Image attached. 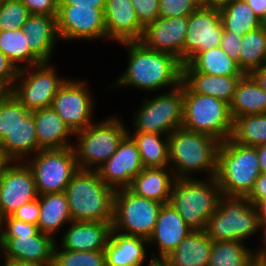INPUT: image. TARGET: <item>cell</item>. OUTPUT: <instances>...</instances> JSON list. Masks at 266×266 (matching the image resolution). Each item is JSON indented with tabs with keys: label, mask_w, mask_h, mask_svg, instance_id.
<instances>
[{
	"label": "cell",
	"mask_w": 266,
	"mask_h": 266,
	"mask_svg": "<svg viewBox=\"0 0 266 266\" xmlns=\"http://www.w3.org/2000/svg\"><path fill=\"white\" fill-rule=\"evenodd\" d=\"M177 178L169 167L144 168L128 187L134 194L167 204Z\"/></svg>",
	"instance_id": "4316f807"
},
{
	"label": "cell",
	"mask_w": 266,
	"mask_h": 266,
	"mask_svg": "<svg viewBox=\"0 0 266 266\" xmlns=\"http://www.w3.org/2000/svg\"><path fill=\"white\" fill-rule=\"evenodd\" d=\"M221 196V189L215 177L177 178L172 187L169 204L192 230H205Z\"/></svg>",
	"instance_id": "8992f818"
},
{
	"label": "cell",
	"mask_w": 266,
	"mask_h": 266,
	"mask_svg": "<svg viewBox=\"0 0 266 266\" xmlns=\"http://www.w3.org/2000/svg\"><path fill=\"white\" fill-rule=\"evenodd\" d=\"M182 128L204 133L221 142L231 138L233 118L230 106L223 100L192 92L183 83Z\"/></svg>",
	"instance_id": "9c48e42d"
},
{
	"label": "cell",
	"mask_w": 266,
	"mask_h": 266,
	"mask_svg": "<svg viewBox=\"0 0 266 266\" xmlns=\"http://www.w3.org/2000/svg\"><path fill=\"white\" fill-rule=\"evenodd\" d=\"M57 72L52 62L19 69L10 92L30 112L51 107L57 91L69 78Z\"/></svg>",
	"instance_id": "8fae6325"
},
{
	"label": "cell",
	"mask_w": 266,
	"mask_h": 266,
	"mask_svg": "<svg viewBox=\"0 0 266 266\" xmlns=\"http://www.w3.org/2000/svg\"><path fill=\"white\" fill-rule=\"evenodd\" d=\"M244 75L215 76L195 71L188 63L182 67V82L194 93L209 95L230 104Z\"/></svg>",
	"instance_id": "d4e9b609"
},
{
	"label": "cell",
	"mask_w": 266,
	"mask_h": 266,
	"mask_svg": "<svg viewBox=\"0 0 266 266\" xmlns=\"http://www.w3.org/2000/svg\"><path fill=\"white\" fill-rule=\"evenodd\" d=\"M53 266H106L105 252L64 250L56 243Z\"/></svg>",
	"instance_id": "ab89813d"
},
{
	"label": "cell",
	"mask_w": 266,
	"mask_h": 266,
	"mask_svg": "<svg viewBox=\"0 0 266 266\" xmlns=\"http://www.w3.org/2000/svg\"><path fill=\"white\" fill-rule=\"evenodd\" d=\"M39 212H40V202L38 195L37 199L27 204H24L19 209H17L11 216L18 220H22L27 223L37 225L39 220Z\"/></svg>",
	"instance_id": "7dc6e473"
},
{
	"label": "cell",
	"mask_w": 266,
	"mask_h": 266,
	"mask_svg": "<svg viewBox=\"0 0 266 266\" xmlns=\"http://www.w3.org/2000/svg\"><path fill=\"white\" fill-rule=\"evenodd\" d=\"M115 192L96 170L79 169L64 191L72 220L112 223Z\"/></svg>",
	"instance_id": "3957f363"
},
{
	"label": "cell",
	"mask_w": 266,
	"mask_h": 266,
	"mask_svg": "<svg viewBox=\"0 0 266 266\" xmlns=\"http://www.w3.org/2000/svg\"><path fill=\"white\" fill-rule=\"evenodd\" d=\"M162 203L140 197L128 188L116 190L112 229L148 239L155 228Z\"/></svg>",
	"instance_id": "7c38bea8"
},
{
	"label": "cell",
	"mask_w": 266,
	"mask_h": 266,
	"mask_svg": "<svg viewBox=\"0 0 266 266\" xmlns=\"http://www.w3.org/2000/svg\"><path fill=\"white\" fill-rule=\"evenodd\" d=\"M250 75L266 91V63L254 69Z\"/></svg>",
	"instance_id": "f5cc1de1"
},
{
	"label": "cell",
	"mask_w": 266,
	"mask_h": 266,
	"mask_svg": "<svg viewBox=\"0 0 266 266\" xmlns=\"http://www.w3.org/2000/svg\"><path fill=\"white\" fill-rule=\"evenodd\" d=\"M131 3L143 26L159 18V0H131Z\"/></svg>",
	"instance_id": "7bdbcfd3"
},
{
	"label": "cell",
	"mask_w": 266,
	"mask_h": 266,
	"mask_svg": "<svg viewBox=\"0 0 266 266\" xmlns=\"http://www.w3.org/2000/svg\"><path fill=\"white\" fill-rule=\"evenodd\" d=\"M256 208L260 227H266V201L259 203Z\"/></svg>",
	"instance_id": "6f0895ef"
},
{
	"label": "cell",
	"mask_w": 266,
	"mask_h": 266,
	"mask_svg": "<svg viewBox=\"0 0 266 266\" xmlns=\"http://www.w3.org/2000/svg\"><path fill=\"white\" fill-rule=\"evenodd\" d=\"M188 17L158 18L143 27L139 42L148 49L174 55L184 64Z\"/></svg>",
	"instance_id": "d6986e66"
},
{
	"label": "cell",
	"mask_w": 266,
	"mask_h": 266,
	"mask_svg": "<svg viewBox=\"0 0 266 266\" xmlns=\"http://www.w3.org/2000/svg\"><path fill=\"white\" fill-rule=\"evenodd\" d=\"M38 146L41 149L72 147L74 133L52 107L33 111Z\"/></svg>",
	"instance_id": "484cf974"
},
{
	"label": "cell",
	"mask_w": 266,
	"mask_h": 266,
	"mask_svg": "<svg viewBox=\"0 0 266 266\" xmlns=\"http://www.w3.org/2000/svg\"><path fill=\"white\" fill-rule=\"evenodd\" d=\"M2 253V246H1V244H0V254Z\"/></svg>",
	"instance_id": "03108f58"
},
{
	"label": "cell",
	"mask_w": 266,
	"mask_h": 266,
	"mask_svg": "<svg viewBox=\"0 0 266 266\" xmlns=\"http://www.w3.org/2000/svg\"><path fill=\"white\" fill-rule=\"evenodd\" d=\"M251 204L257 206L266 201V174H262L256 179L252 191L247 196Z\"/></svg>",
	"instance_id": "c3c4849f"
},
{
	"label": "cell",
	"mask_w": 266,
	"mask_h": 266,
	"mask_svg": "<svg viewBox=\"0 0 266 266\" xmlns=\"http://www.w3.org/2000/svg\"><path fill=\"white\" fill-rule=\"evenodd\" d=\"M254 14L262 19L266 12V0H245Z\"/></svg>",
	"instance_id": "816d5d0a"
},
{
	"label": "cell",
	"mask_w": 266,
	"mask_h": 266,
	"mask_svg": "<svg viewBox=\"0 0 266 266\" xmlns=\"http://www.w3.org/2000/svg\"><path fill=\"white\" fill-rule=\"evenodd\" d=\"M260 175L256 147L241 145L231 138L221 142L215 178L222 195L247 197Z\"/></svg>",
	"instance_id": "5b68a950"
},
{
	"label": "cell",
	"mask_w": 266,
	"mask_h": 266,
	"mask_svg": "<svg viewBox=\"0 0 266 266\" xmlns=\"http://www.w3.org/2000/svg\"><path fill=\"white\" fill-rule=\"evenodd\" d=\"M8 155L17 162H24L41 150L38 146L33 112L0 143Z\"/></svg>",
	"instance_id": "4dcf8cb0"
},
{
	"label": "cell",
	"mask_w": 266,
	"mask_h": 266,
	"mask_svg": "<svg viewBox=\"0 0 266 266\" xmlns=\"http://www.w3.org/2000/svg\"><path fill=\"white\" fill-rule=\"evenodd\" d=\"M136 142L144 168L169 167L168 135L128 132Z\"/></svg>",
	"instance_id": "d6a6232c"
},
{
	"label": "cell",
	"mask_w": 266,
	"mask_h": 266,
	"mask_svg": "<svg viewBox=\"0 0 266 266\" xmlns=\"http://www.w3.org/2000/svg\"><path fill=\"white\" fill-rule=\"evenodd\" d=\"M39 202L38 230L55 238L56 233L73 221L68 199L64 192H55L40 195Z\"/></svg>",
	"instance_id": "83f0119b"
},
{
	"label": "cell",
	"mask_w": 266,
	"mask_h": 266,
	"mask_svg": "<svg viewBox=\"0 0 266 266\" xmlns=\"http://www.w3.org/2000/svg\"><path fill=\"white\" fill-rule=\"evenodd\" d=\"M144 166L138 147L133 138L127 134L121 141L116 152L96 171L102 181L114 188H128Z\"/></svg>",
	"instance_id": "ac0fdd59"
},
{
	"label": "cell",
	"mask_w": 266,
	"mask_h": 266,
	"mask_svg": "<svg viewBox=\"0 0 266 266\" xmlns=\"http://www.w3.org/2000/svg\"><path fill=\"white\" fill-rule=\"evenodd\" d=\"M148 239L111 230L105 252L106 266H139L148 257Z\"/></svg>",
	"instance_id": "cb8c5ba5"
},
{
	"label": "cell",
	"mask_w": 266,
	"mask_h": 266,
	"mask_svg": "<svg viewBox=\"0 0 266 266\" xmlns=\"http://www.w3.org/2000/svg\"><path fill=\"white\" fill-rule=\"evenodd\" d=\"M30 14L57 16L58 0H20Z\"/></svg>",
	"instance_id": "bcb514c9"
},
{
	"label": "cell",
	"mask_w": 266,
	"mask_h": 266,
	"mask_svg": "<svg viewBox=\"0 0 266 266\" xmlns=\"http://www.w3.org/2000/svg\"><path fill=\"white\" fill-rule=\"evenodd\" d=\"M191 231L172 205L163 204L154 231L148 238L149 248L155 247L157 251H151L150 255L167 257Z\"/></svg>",
	"instance_id": "ffe728a7"
},
{
	"label": "cell",
	"mask_w": 266,
	"mask_h": 266,
	"mask_svg": "<svg viewBox=\"0 0 266 266\" xmlns=\"http://www.w3.org/2000/svg\"><path fill=\"white\" fill-rule=\"evenodd\" d=\"M261 24H262L263 27L266 28V12H265L264 17L261 19Z\"/></svg>",
	"instance_id": "be15d7a7"
},
{
	"label": "cell",
	"mask_w": 266,
	"mask_h": 266,
	"mask_svg": "<svg viewBox=\"0 0 266 266\" xmlns=\"http://www.w3.org/2000/svg\"><path fill=\"white\" fill-rule=\"evenodd\" d=\"M58 5H77L99 9L104 13L106 0H58Z\"/></svg>",
	"instance_id": "681fc988"
},
{
	"label": "cell",
	"mask_w": 266,
	"mask_h": 266,
	"mask_svg": "<svg viewBox=\"0 0 266 266\" xmlns=\"http://www.w3.org/2000/svg\"><path fill=\"white\" fill-rule=\"evenodd\" d=\"M86 79L68 78L54 96L51 107L73 133L94 122L95 97Z\"/></svg>",
	"instance_id": "5bb4252c"
},
{
	"label": "cell",
	"mask_w": 266,
	"mask_h": 266,
	"mask_svg": "<svg viewBox=\"0 0 266 266\" xmlns=\"http://www.w3.org/2000/svg\"><path fill=\"white\" fill-rule=\"evenodd\" d=\"M0 51L16 66L22 69L41 62L31 53L27 33L21 28L0 31Z\"/></svg>",
	"instance_id": "d590c367"
},
{
	"label": "cell",
	"mask_w": 266,
	"mask_h": 266,
	"mask_svg": "<svg viewBox=\"0 0 266 266\" xmlns=\"http://www.w3.org/2000/svg\"><path fill=\"white\" fill-rule=\"evenodd\" d=\"M56 241L37 225L11 215L0 219V244L7 262L53 265Z\"/></svg>",
	"instance_id": "277c9868"
},
{
	"label": "cell",
	"mask_w": 266,
	"mask_h": 266,
	"mask_svg": "<svg viewBox=\"0 0 266 266\" xmlns=\"http://www.w3.org/2000/svg\"><path fill=\"white\" fill-rule=\"evenodd\" d=\"M151 260L148 262L147 265L142 262L139 266H170L169 260L167 257H162V256H150Z\"/></svg>",
	"instance_id": "9f6ffc18"
},
{
	"label": "cell",
	"mask_w": 266,
	"mask_h": 266,
	"mask_svg": "<svg viewBox=\"0 0 266 266\" xmlns=\"http://www.w3.org/2000/svg\"><path fill=\"white\" fill-rule=\"evenodd\" d=\"M15 161L8 155L6 150L0 144V176L14 163Z\"/></svg>",
	"instance_id": "db71d44e"
},
{
	"label": "cell",
	"mask_w": 266,
	"mask_h": 266,
	"mask_svg": "<svg viewBox=\"0 0 266 266\" xmlns=\"http://www.w3.org/2000/svg\"><path fill=\"white\" fill-rule=\"evenodd\" d=\"M30 168L38 195L64 192L79 170L73 147L41 149L24 161Z\"/></svg>",
	"instance_id": "4fadbf2b"
},
{
	"label": "cell",
	"mask_w": 266,
	"mask_h": 266,
	"mask_svg": "<svg viewBox=\"0 0 266 266\" xmlns=\"http://www.w3.org/2000/svg\"><path fill=\"white\" fill-rule=\"evenodd\" d=\"M38 198L33 174L25 162L15 161L0 176V219Z\"/></svg>",
	"instance_id": "e0dca14e"
},
{
	"label": "cell",
	"mask_w": 266,
	"mask_h": 266,
	"mask_svg": "<svg viewBox=\"0 0 266 266\" xmlns=\"http://www.w3.org/2000/svg\"><path fill=\"white\" fill-rule=\"evenodd\" d=\"M21 29L27 33L31 53L40 62H50L56 51L57 42H61L56 16L30 14Z\"/></svg>",
	"instance_id": "603a6c76"
},
{
	"label": "cell",
	"mask_w": 266,
	"mask_h": 266,
	"mask_svg": "<svg viewBox=\"0 0 266 266\" xmlns=\"http://www.w3.org/2000/svg\"><path fill=\"white\" fill-rule=\"evenodd\" d=\"M231 139L251 147L266 144V113L236 117L233 120Z\"/></svg>",
	"instance_id": "8d00e7d4"
},
{
	"label": "cell",
	"mask_w": 266,
	"mask_h": 266,
	"mask_svg": "<svg viewBox=\"0 0 266 266\" xmlns=\"http://www.w3.org/2000/svg\"><path fill=\"white\" fill-rule=\"evenodd\" d=\"M261 244L253 249L254 261L262 264H266V227H260Z\"/></svg>",
	"instance_id": "f907efd6"
},
{
	"label": "cell",
	"mask_w": 266,
	"mask_h": 266,
	"mask_svg": "<svg viewBox=\"0 0 266 266\" xmlns=\"http://www.w3.org/2000/svg\"><path fill=\"white\" fill-rule=\"evenodd\" d=\"M29 15L28 9L20 0L0 1V31L21 28Z\"/></svg>",
	"instance_id": "60d3db41"
},
{
	"label": "cell",
	"mask_w": 266,
	"mask_h": 266,
	"mask_svg": "<svg viewBox=\"0 0 266 266\" xmlns=\"http://www.w3.org/2000/svg\"><path fill=\"white\" fill-rule=\"evenodd\" d=\"M104 23L107 39L117 44L139 41L144 27L138 21L131 0H106Z\"/></svg>",
	"instance_id": "44dd1931"
},
{
	"label": "cell",
	"mask_w": 266,
	"mask_h": 266,
	"mask_svg": "<svg viewBox=\"0 0 266 266\" xmlns=\"http://www.w3.org/2000/svg\"><path fill=\"white\" fill-rule=\"evenodd\" d=\"M239 66L245 74L266 63V28L248 32L242 37Z\"/></svg>",
	"instance_id": "74e56055"
},
{
	"label": "cell",
	"mask_w": 266,
	"mask_h": 266,
	"mask_svg": "<svg viewBox=\"0 0 266 266\" xmlns=\"http://www.w3.org/2000/svg\"><path fill=\"white\" fill-rule=\"evenodd\" d=\"M67 226L56 242L62 249L72 251L104 250L112 230V223L97 221H71Z\"/></svg>",
	"instance_id": "7402d4cb"
},
{
	"label": "cell",
	"mask_w": 266,
	"mask_h": 266,
	"mask_svg": "<svg viewBox=\"0 0 266 266\" xmlns=\"http://www.w3.org/2000/svg\"><path fill=\"white\" fill-rule=\"evenodd\" d=\"M224 30L245 36L262 26L261 19L254 14L245 0H226L218 5Z\"/></svg>",
	"instance_id": "1f68e13d"
},
{
	"label": "cell",
	"mask_w": 266,
	"mask_h": 266,
	"mask_svg": "<svg viewBox=\"0 0 266 266\" xmlns=\"http://www.w3.org/2000/svg\"><path fill=\"white\" fill-rule=\"evenodd\" d=\"M60 41L107 40L104 13L99 9L77 5H58L56 16Z\"/></svg>",
	"instance_id": "9a60e30c"
},
{
	"label": "cell",
	"mask_w": 266,
	"mask_h": 266,
	"mask_svg": "<svg viewBox=\"0 0 266 266\" xmlns=\"http://www.w3.org/2000/svg\"><path fill=\"white\" fill-rule=\"evenodd\" d=\"M2 259V260H1ZM0 266H7V261L5 260V258L3 257L2 253H1V257H0ZM3 262V263H2Z\"/></svg>",
	"instance_id": "94428289"
},
{
	"label": "cell",
	"mask_w": 266,
	"mask_h": 266,
	"mask_svg": "<svg viewBox=\"0 0 266 266\" xmlns=\"http://www.w3.org/2000/svg\"><path fill=\"white\" fill-rule=\"evenodd\" d=\"M154 96L141 100V105L133 113V126L127 130L128 132L169 135L182 126L183 82L177 88L159 92Z\"/></svg>",
	"instance_id": "30bf717a"
},
{
	"label": "cell",
	"mask_w": 266,
	"mask_h": 266,
	"mask_svg": "<svg viewBox=\"0 0 266 266\" xmlns=\"http://www.w3.org/2000/svg\"><path fill=\"white\" fill-rule=\"evenodd\" d=\"M212 243L204 230H192L167 256L170 266H208Z\"/></svg>",
	"instance_id": "f1b7e54d"
},
{
	"label": "cell",
	"mask_w": 266,
	"mask_h": 266,
	"mask_svg": "<svg viewBox=\"0 0 266 266\" xmlns=\"http://www.w3.org/2000/svg\"><path fill=\"white\" fill-rule=\"evenodd\" d=\"M199 6H211L212 0H194Z\"/></svg>",
	"instance_id": "91938a15"
},
{
	"label": "cell",
	"mask_w": 266,
	"mask_h": 266,
	"mask_svg": "<svg viewBox=\"0 0 266 266\" xmlns=\"http://www.w3.org/2000/svg\"><path fill=\"white\" fill-rule=\"evenodd\" d=\"M241 42L242 36L234 33V31L224 30L219 45L230 58L238 62V65L240 58V49L242 48Z\"/></svg>",
	"instance_id": "f6af8a7d"
},
{
	"label": "cell",
	"mask_w": 266,
	"mask_h": 266,
	"mask_svg": "<svg viewBox=\"0 0 266 266\" xmlns=\"http://www.w3.org/2000/svg\"><path fill=\"white\" fill-rule=\"evenodd\" d=\"M226 0H212V5H219L220 3L224 2Z\"/></svg>",
	"instance_id": "6125c7cd"
},
{
	"label": "cell",
	"mask_w": 266,
	"mask_h": 266,
	"mask_svg": "<svg viewBox=\"0 0 266 266\" xmlns=\"http://www.w3.org/2000/svg\"><path fill=\"white\" fill-rule=\"evenodd\" d=\"M18 69L0 51V92H10L17 78Z\"/></svg>",
	"instance_id": "ee69618b"
},
{
	"label": "cell",
	"mask_w": 266,
	"mask_h": 266,
	"mask_svg": "<svg viewBox=\"0 0 266 266\" xmlns=\"http://www.w3.org/2000/svg\"><path fill=\"white\" fill-rule=\"evenodd\" d=\"M129 126L118 116L94 121L85 129L74 133L73 150L77 166L83 170H97L118 149L128 134Z\"/></svg>",
	"instance_id": "52a82bcc"
},
{
	"label": "cell",
	"mask_w": 266,
	"mask_h": 266,
	"mask_svg": "<svg viewBox=\"0 0 266 266\" xmlns=\"http://www.w3.org/2000/svg\"><path fill=\"white\" fill-rule=\"evenodd\" d=\"M7 266H53V265L29 264V263H20V262H7Z\"/></svg>",
	"instance_id": "680465c9"
},
{
	"label": "cell",
	"mask_w": 266,
	"mask_h": 266,
	"mask_svg": "<svg viewBox=\"0 0 266 266\" xmlns=\"http://www.w3.org/2000/svg\"><path fill=\"white\" fill-rule=\"evenodd\" d=\"M250 266H266V264L258 263L254 261Z\"/></svg>",
	"instance_id": "e7e4bbea"
},
{
	"label": "cell",
	"mask_w": 266,
	"mask_h": 266,
	"mask_svg": "<svg viewBox=\"0 0 266 266\" xmlns=\"http://www.w3.org/2000/svg\"><path fill=\"white\" fill-rule=\"evenodd\" d=\"M205 233L213 241H243L260 233L258 211L247 197L222 195Z\"/></svg>",
	"instance_id": "ba28073f"
},
{
	"label": "cell",
	"mask_w": 266,
	"mask_h": 266,
	"mask_svg": "<svg viewBox=\"0 0 266 266\" xmlns=\"http://www.w3.org/2000/svg\"><path fill=\"white\" fill-rule=\"evenodd\" d=\"M168 139L169 168L176 178H198L196 173L205 174L204 178L216 176L221 141L182 127L173 130Z\"/></svg>",
	"instance_id": "7a4b0ae2"
},
{
	"label": "cell",
	"mask_w": 266,
	"mask_h": 266,
	"mask_svg": "<svg viewBox=\"0 0 266 266\" xmlns=\"http://www.w3.org/2000/svg\"><path fill=\"white\" fill-rule=\"evenodd\" d=\"M188 64L198 72L215 76L245 75L238 62L219 46L197 53Z\"/></svg>",
	"instance_id": "836d02e7"
},
{
	"label": "cell",
	"mask_w": 266,
	"mask_h": 266,
	"mask_svg": "<svg viewBox=\"0 0 266 266\" xmlns=\"http://www.w3.org/2000/svg\"><path fill=\"white\" fill-rule=\"evenodd\" d=\"M127 50V66L112 87H133L149 94L177 88L183 64L172 54L148 49L139 41L119 43ZM161 89V90H160Z\"/></svg>",
	"instance_id": "6da1fadb"
},
{
	"label": "cell",
	"mask_w": 266,
	"mask_h": 266,
	"mask_svg": "<svg viewBox=\"0 0 266 266\" xmlns=\"http://www.w3.org/2000/svg\"><path fill=\"white\" fill-rule=\"evenodd\" d=\"M259 158L260 170L262 174H266V144L256 147Z\"/></svg>",
	"instance_id": "11a10c76"
},
{
	"label": "cell",
	"mask_w": 266,
	"mask_h": 266,
	"mask_svg": "<svg viewBox=\"0 0 266 266\" xmlns=\"http://www.w3.org/2000/svg\"><path fill=\"white\" fill-rule=\"evenodd\" d=\"M29 113L11 92L0 93V143Z\"/></svg>",
	"instance_id": "f35d334b"
},
{
	"label": "cell",
	"mask_w": 266,
	"mask_h": 266,
	"mask_svg": "<svg viewBox=\"0 0 266 266\" xmlns=\"http://www.w3.org/2000/svg\"><path fill=\"white\" fill-rule=\"evenodd\" d=\"M247 242L213 241L208 266H250L254 252Z\"/></svg>",
	"instance_id": "e575fe53"
},
{
	"label": "cell",
	"mask_w": 266,
	"mask_h": 266,
	"mask_svg": "<svg viewBox=\"0 0 266 266\" xmlns=\"http://www.w3.org/2000/svg\"><path fill=\"white\" fill-rule=\"evenodd\" d=\"M223 32L218 5L199 6L188 16L184 64L199 52L219 47Z\"/></svg>",
	"instance_id": "2e32d148"
},
{
	"label": "cell",
	"mask_w": 266,
	"mask_h": 266,
	"mask_svg": "<svg viewBox=\"0 0 266 266\" xmlns=\"http://www.w3.org/2000/svg\"><path fill=\"white\" fill-rule=\"evenodd\" d=\"M229 106L233 120L239 116L266 113V91L250 74H245Z\"/></svg>",
	"instance_id": "f546056e"
},
{
	"label": "cell",
	"mask_w": 266,
	"mask_h": 266,
	"mask_svg": "<svg viewBox=\"0 0 266 266\" xmlns=\"http://www.w3.org/2000/svg\"><path fill=\"white\" fill-rule=\"evenodd\" d=\"M198 7L194 0H159V17H188Z\"/></svg>",
	"instance_id": "b9f144b4"
}]
</instances>
